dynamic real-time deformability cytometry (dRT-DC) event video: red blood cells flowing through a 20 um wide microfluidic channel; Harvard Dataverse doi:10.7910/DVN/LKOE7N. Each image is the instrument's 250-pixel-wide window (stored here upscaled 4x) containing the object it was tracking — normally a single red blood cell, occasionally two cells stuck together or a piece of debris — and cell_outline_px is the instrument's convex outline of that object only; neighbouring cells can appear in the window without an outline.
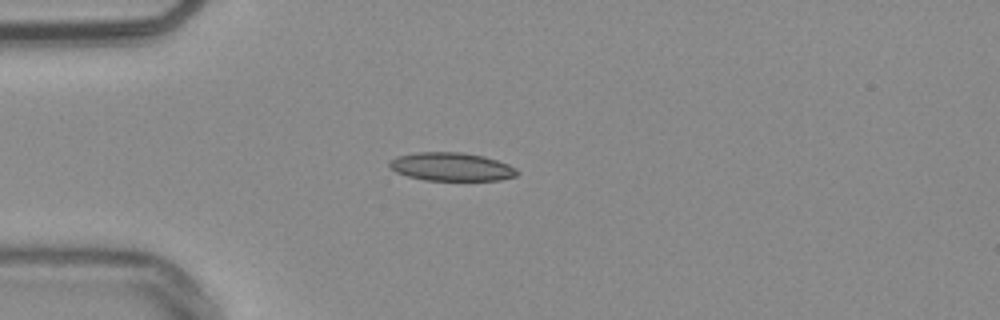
{"species": "common noctule bat (a hibernating species)", "species_latin": "Nyctalus noctula", "temperature_condition": "warm", "stored_images_in_passage": 40, "camera_frame_rate_fps": 3000, "um_per_image_px": 0.085, "animal": {"sex": "male", "body_mass_g": 20.4}, "frame": {"image": 1, "passage_image": 1, "time_ms": 0.0, "image_size_px": [1000, 320], "cell_outline_px": [[520, 172], [516, 176], [500, 180], [424, 180], [408, 176], [396, 172], [388, 164], [388, 160], [396, 156], [416, 152], [464, 152], [484, 156], [508, 164], [516, 168]], "centroid_in_image_um": [38.37, 14.17], "position_along_channel_um": 46.6, "area_um2": 21.21}}
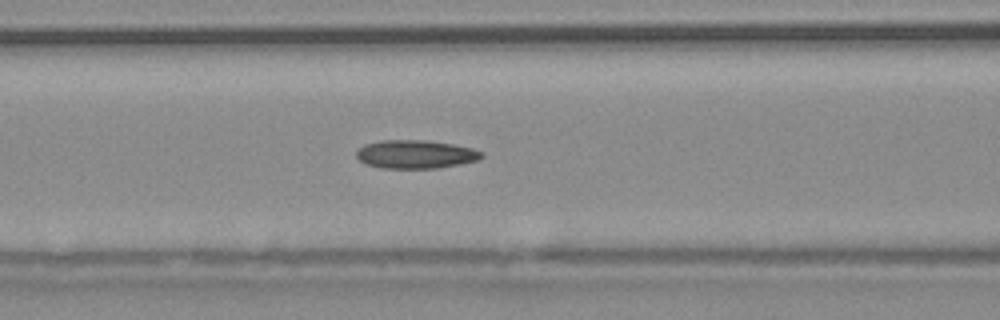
{"frame": {"image": 2, "passage_image": 9, "time_ms": 2.667, "image_size_px": [1000, 320], "cell_outline_px": [[484, 156], [476, 160], [460, 164], [436, 168], [380, 168], [364, 164], [356, 156], [356, 152], [364, 144], [380, 140], [424, 140], [452, 144], [472, 148], [484, 152]], "centroid_in_image_um": [35.3, 13.11], "position_along_channel_um": 131.3, "area_um2": 20.75}}
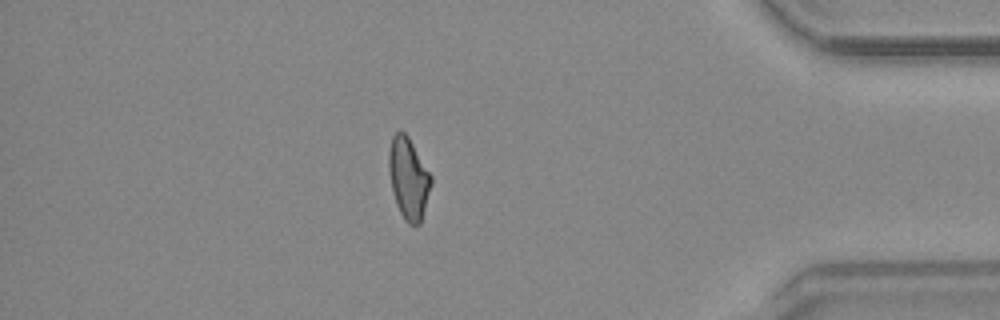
{"frame": {"image": 3, "passage_image": 33, "time_ms": 10.667, "image_size_px": [1000, 320], "cell_outline_px": [[432, 184], [420, 224], [408, 224], [404, 220], [396, 204], [392, 188], [388, 168], [388, 152], [392, 136], [396, 132], [404, 132], [408, 136], [432, 176]], "centroid_in_image_um": [34.72, 15.16], "position_along_channel_um": 400.5, "area_um2": 20.0}, "authors_computed_cell_mechanics": {"area_um2": 19.9988, "velocity_mm_per_s": 3.8196, "shape_relaxation_time_tau1_ms": null, "shape_relaxation_time_tau2_ms": 3.2539, "deformation_change_tau1": null, "deformation_change_tau2": 0.1159}}